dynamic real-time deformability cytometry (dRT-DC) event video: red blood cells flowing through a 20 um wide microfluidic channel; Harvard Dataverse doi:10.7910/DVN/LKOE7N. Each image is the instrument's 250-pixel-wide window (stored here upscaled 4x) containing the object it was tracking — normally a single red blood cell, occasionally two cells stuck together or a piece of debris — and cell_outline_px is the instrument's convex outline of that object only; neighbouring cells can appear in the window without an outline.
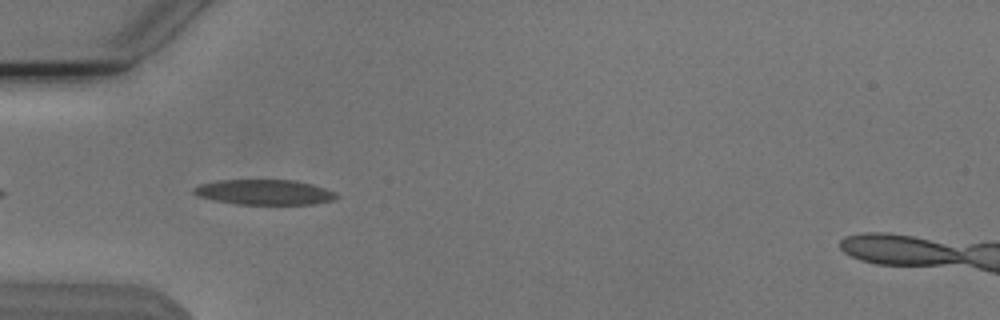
{"species": "Egyptian fruit bat (a non-hibernating species)", "species_latin": "Rousettus aegyptiacus", "temperature_condition": "cold", "stored_images_in_passage": 6, "camera_frame_rate_fps": 3000, "um_per_image_px": 0.085, "animal": {"sex": "male"}, "frame": {"image": 1, "passage_image": 3, "time_ms": 0.667, "image_size_px": [1000, 320], "cell_outline_px": [[340, 196], [332, 200], [316, 204], [236, 204], [212, 200], [196, 196], [192, 192], [192, 188], [200, 184], [220, 180], [296, 180], [312, 184], [336, 192]], "centroid_in_image_um": [22.46, 16.34], "position_along_channel_um": 62.5, "area_um2": 21.1}}